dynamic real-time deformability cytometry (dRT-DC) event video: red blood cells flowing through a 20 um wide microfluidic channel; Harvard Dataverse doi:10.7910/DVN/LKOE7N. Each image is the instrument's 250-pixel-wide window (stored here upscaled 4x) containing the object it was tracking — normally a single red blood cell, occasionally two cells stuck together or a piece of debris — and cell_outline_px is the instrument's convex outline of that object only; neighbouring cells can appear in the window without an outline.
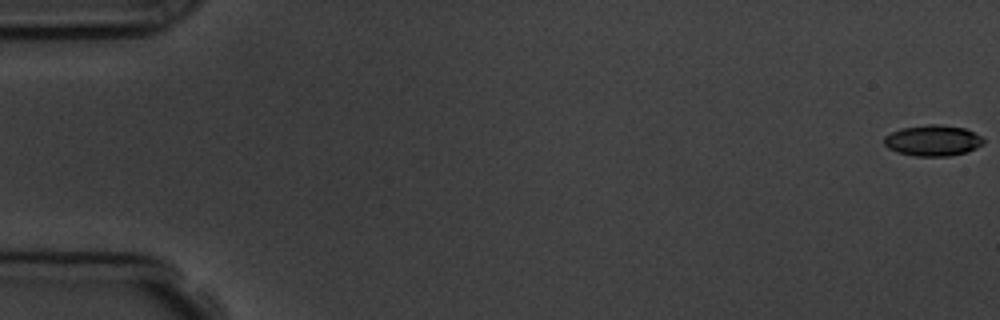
{"species": "common noctule bat (a hibernating species)", "species_latin": "Nyctalus noctula", "temperature_condition": "room temperature", "stored_images_in_passage": 4, "segment_of_instrument_passage": [2, 2], "camera_frame_rate_fps": 3000, "um_per_image_px": 0.085, "animal": {"sex": "male", "body_mass_g": 19.5, "forearm_length_mm": 54.6}, "frame": {"image": 1, "passage_image": 4, "time_ms": 4.0, "image_size_px": [1000, 320], "cell_outline_px": [[984, 144], [968, 152], [948, 156], [916, 156], [896, 152], [888, 148], [884, 144], [884, 136], [900, 128], [928, 124], [936, 124], [964, 128], [980, 136], [984, 140]], "centroid_in_image_um": [79.27, 11.95], "position_along_channel_um": 5.7, "area_um2": 17.92}}